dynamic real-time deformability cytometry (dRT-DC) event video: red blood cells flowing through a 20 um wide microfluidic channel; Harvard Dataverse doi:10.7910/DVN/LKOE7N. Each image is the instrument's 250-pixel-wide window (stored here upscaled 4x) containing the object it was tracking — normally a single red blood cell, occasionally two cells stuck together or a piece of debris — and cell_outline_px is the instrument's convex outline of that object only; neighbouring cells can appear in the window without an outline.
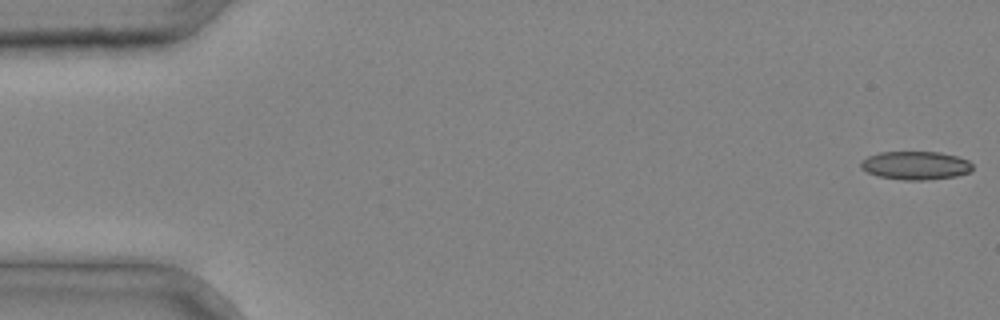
{"species": "common noctule bat (a hibernating species)", "species_latin": "Nyctalus noctula", "temperature_condition": "cold", "stored_images_in_passage": 4, "camera_frame_rate_fps": 3000, "um_per_image_px": 0.085, "animal": {"sex": "male", "body_mass_g": 20.4}, "frame": {"image": 1, "passage_image": 1, "time_ms": 0.0, "image_size_px": [1000, 320], "cell_outline_px": [[972, 168], [968, 172], [956, 176], [924, 180], [904, 180], [880, 176], [868, 172], [860, 168], [860, 160], [868, 156], [880, 152], [940, 152], [956, 156], [968, 160], [972, 164]], "centroid_in_image_um": [77.8, 14.05], "position_along_channel_um": 7.2, "area_um2": 18.38}}
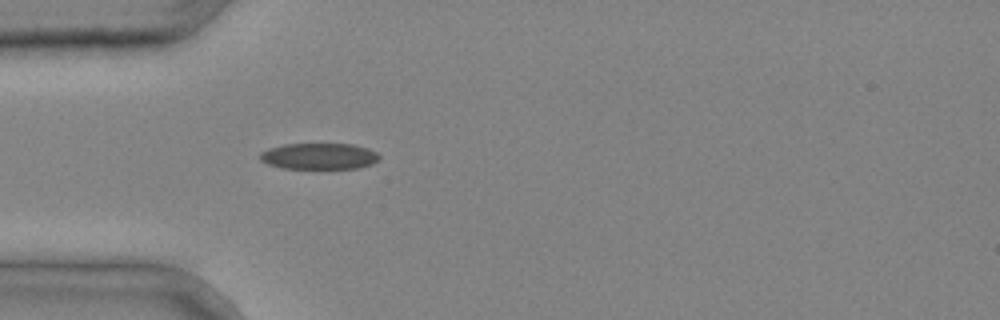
{"frame": {"image": 2, "passage_image": 4, "time_ms": 1.0, "image_size_px": [1000, 320], "cell_outline_px": [[380, 160], [372, 164], [356, 168], [284, 168], [268, 164], [260, 160], [260, 152], [268, 148], [284, 144], [352, 144], [368, 148], [376, 152], [380, 156]], "centroid_in_image_um": [27.13, 13.27], "position_along_channel_um": 57.9, "area_um2": 18.21}}